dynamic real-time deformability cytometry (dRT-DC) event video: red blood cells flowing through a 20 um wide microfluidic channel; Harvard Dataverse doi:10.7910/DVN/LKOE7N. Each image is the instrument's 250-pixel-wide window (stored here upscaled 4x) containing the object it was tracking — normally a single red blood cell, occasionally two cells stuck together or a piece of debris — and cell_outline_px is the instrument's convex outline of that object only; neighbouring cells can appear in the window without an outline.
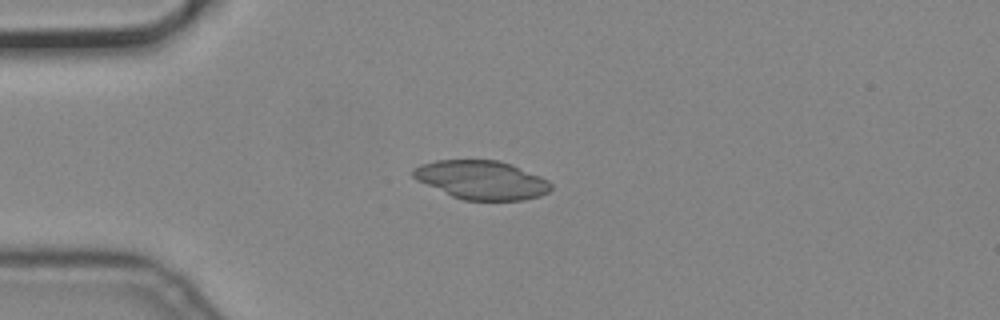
{"species": "common noctule bat (a hibernating species)", "species_latin": "Nyctalus noctula", "temperature_condition": "cold", "stored_images_in_passage": 7, "camera_frame_rate_fps": 3000, "um_per_image_px": 0.085, "animal": {"sex": "male", "body_mass_g": 19.2, "forearm_length_mm": 51.8}, "frame": {"image": 1, "passage_image": 5, "time_ms": 1.333, "image_size_px": [1000, 320], "cell_outline_px": [[552, 188], [548, 192], [540, 196], [524, 200], [464, 200], [452, 196], [416, 180], [412, 176], [412, 168], [420, 164], [436, 160], [500, 160], [512, 164], [540, 176], [548, 180], [552, 184]], "centroid_in_image_um": [40.93, 15.29], "position_along_channel_um": 44.1, "area_um2": 31.21}}
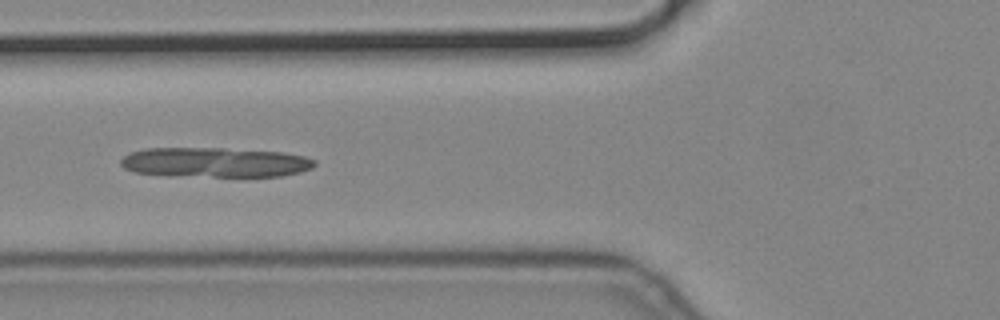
{"frame": {"image": 2, "passage_image": 7, "time_ms": 2.0, "image_size_px": [1000, 320], "cell_outline_px": [[316, 164], [312, 168], [300, 172], [280, 176], [168, 176], [136, 172], [124, 168], [120, 164], [120, 160], [124, 156], [132, 152], [144, 148], [224, 148], [284, 152], [304, 156], [316, 160]], "centroid_in_image_um": [18.27, 13.8], "position_along_channel_um": 107.5, "area_um2": 33.87}}